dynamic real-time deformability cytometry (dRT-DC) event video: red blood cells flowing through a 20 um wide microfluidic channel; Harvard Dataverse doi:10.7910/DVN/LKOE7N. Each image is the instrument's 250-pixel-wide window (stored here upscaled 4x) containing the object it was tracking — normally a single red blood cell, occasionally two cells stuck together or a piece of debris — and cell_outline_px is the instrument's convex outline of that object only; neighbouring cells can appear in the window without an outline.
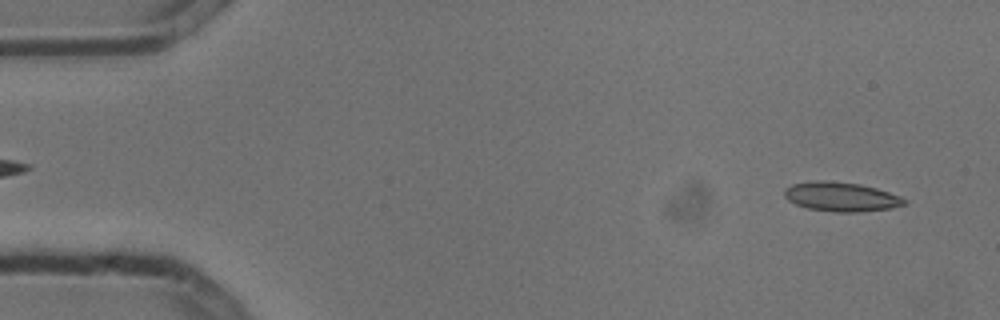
{"species": "common noctule bat (a hibernating species)", "species_latin": "Nyctalus noctula", "temperature_condition": "cold", "stored_images_in_passage": 6, "camera_frame_rate_fps": 3000, "um_per_image_px": 0.085, "animal": {"sex": "male", "body_mass_g": 13.3}, "frame": {"image": 1, "passage_image": 1, "time_ms": 0.0, "image_size_px": [1000, 320], "cell_outline_px": [[908, 200], [904, 204], [892, 208], [860, 212], [836, 212], [808, 208], [796, 204], [788, 200], [784, 196], [784, 188], [792, 184], [812, 180], [824, 180], [860, 184], [876, 188], [900, 196]], "centroid_in_image_um": [71.48, 16.72], "position_along_channel_um": 13.5, "area_um2": 20.52}}
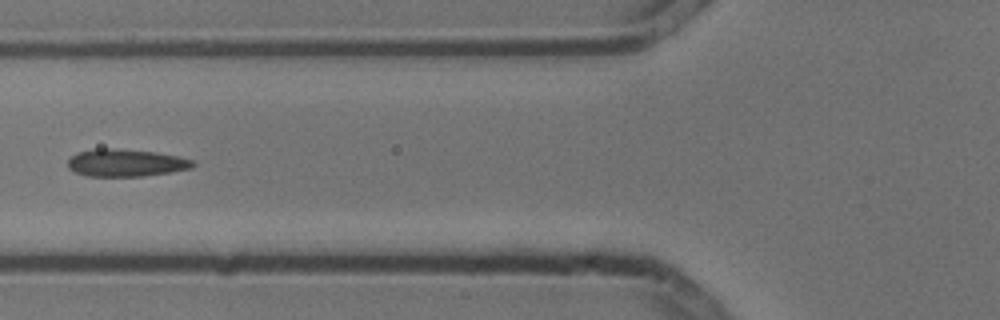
{"frame": {"image": 2, "passage_image": 5, "time_ms": 1.333, "image_size_px": [1000, 320], "cell_outline_px": [[196, 164], [192, 168], [144, 176], [88, 176], [76, 172], [68, 168], [68, 160], [76, 152], [96, 148], [120, 148], [156, 152], [180, 156], [192, 160]], "centroid_in_image_um": [10.7, 13.82], "position_along_channel_um": 115.1, "area_um2": 20.11}}
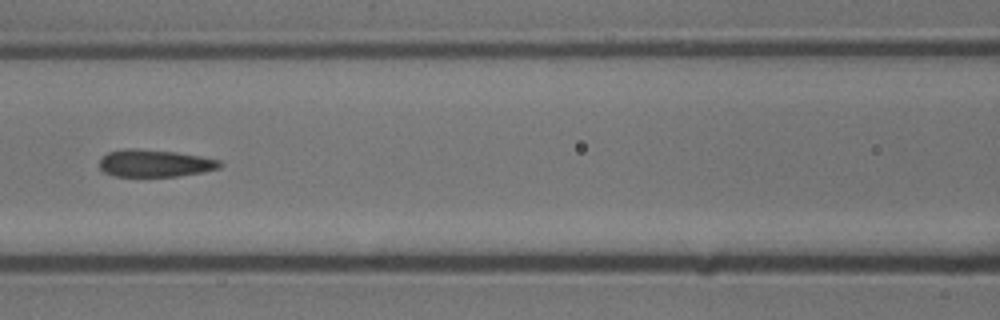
{"frame": {"image": 3, "passage_image": 6, "time_ms": 1.667, "image_size_px": [1000, 320], "cell_outline_px": [[224, 164], [220, 168], [204, 172], [176, 176], [116, 176], [104, 172], [100, 168], [100, 160], [108, 152], [124, 148], [136, 148], [176, 152], [200, 156], [220, 160]], "centroid_in_image_um": [13.19, 13.87], "position_along_channel_um": 153.4, "area_um2": 19.19}}